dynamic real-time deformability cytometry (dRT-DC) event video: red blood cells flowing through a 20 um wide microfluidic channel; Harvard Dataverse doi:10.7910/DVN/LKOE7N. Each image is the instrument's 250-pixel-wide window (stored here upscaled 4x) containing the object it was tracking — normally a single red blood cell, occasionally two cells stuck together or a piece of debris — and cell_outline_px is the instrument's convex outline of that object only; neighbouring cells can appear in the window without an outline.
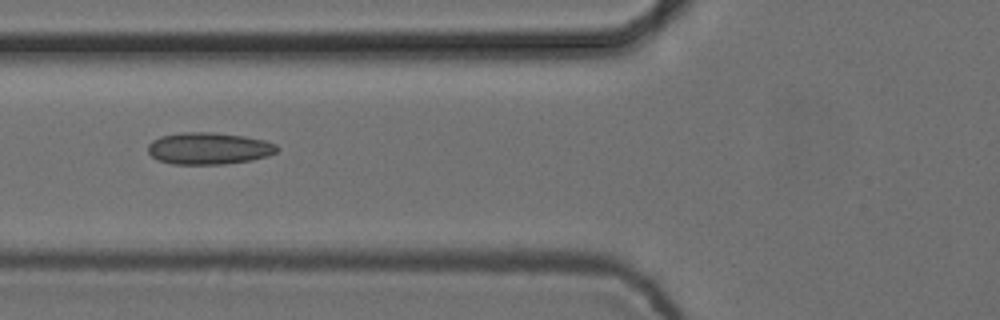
{"species": "common noctule bat (a hibernating species)", "species_latin": "Nyctalus noctula", "temperature_condition": "cold", "stored_images_in_passage": 8, "camera_frame_rate_fps": 3000, "um_per_image_px": 0.085, "animal": {"sex": "female", "body_mass_g": 24.6, "forearm_length_mm": 56.2}, "frame": {"image": 1, "passage_image": 6, "time_ms": 1.667, "image_size_px": [1000, 320], "cell_outline_px": [[280, 148], [276, 152], [268, 156], [252, 160], [224, 164], [172, 164], [156, 160], [148, 152], [148, 144], [152, 140], [160, 136], [180, 132], [212, 132], [244, 136], [264, 140], [276, 144]], "centroid_in_image_um": [17.74, 12.61], "position_along_channel_um": 108.1, "area_um2": 24.22}}
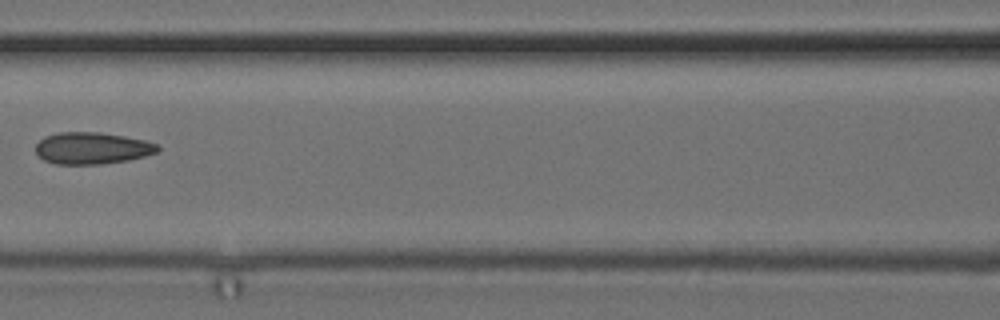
{"frame": {"image": 2, "passage_image": 7, "time_ms": 2.0, "image_size_px": [1000, 320], "cell_outline_px": [[160, 148], [156, 152], [144, 156], [128, 160], [100, 164], [56, 164], [44, 160], [36, 152], [36, 144], [44, 136], [60, 132], [100, 132], [124, 136], [144, 140], [160, 144]], "centroid_in_image_um": [7.83, 12.59], "position_along_channel_um": 158.8, "area_um2": 22.6}}
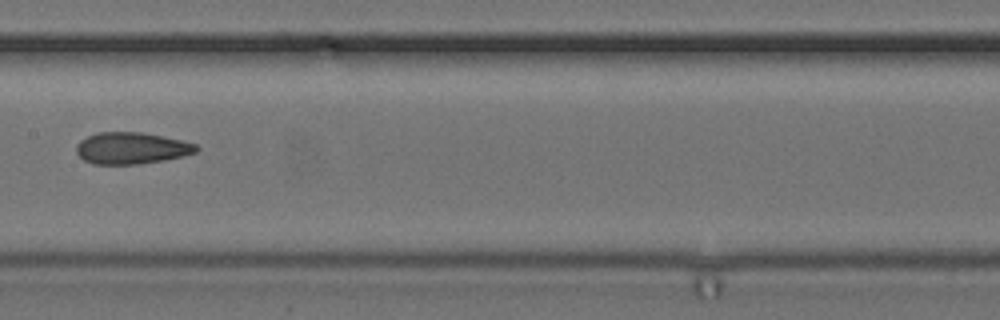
{"frame": {"image": 3, "passage_image": 8, "time_ms": 2.333, "image_size_px": [1000, 320], "cell_outline_px": [[200, 148], [196, 152], [164, 160], [140, 164], [92, 164], [84, 160], [76, 152], [76, 144], [80, 140], [96, 132], [140, 132], [180, 140], [196, 144]], "centroid_in_image_um": [11.13, 12.59], "position_along_channel_um": 196.3, "area_um2": 22.02}}